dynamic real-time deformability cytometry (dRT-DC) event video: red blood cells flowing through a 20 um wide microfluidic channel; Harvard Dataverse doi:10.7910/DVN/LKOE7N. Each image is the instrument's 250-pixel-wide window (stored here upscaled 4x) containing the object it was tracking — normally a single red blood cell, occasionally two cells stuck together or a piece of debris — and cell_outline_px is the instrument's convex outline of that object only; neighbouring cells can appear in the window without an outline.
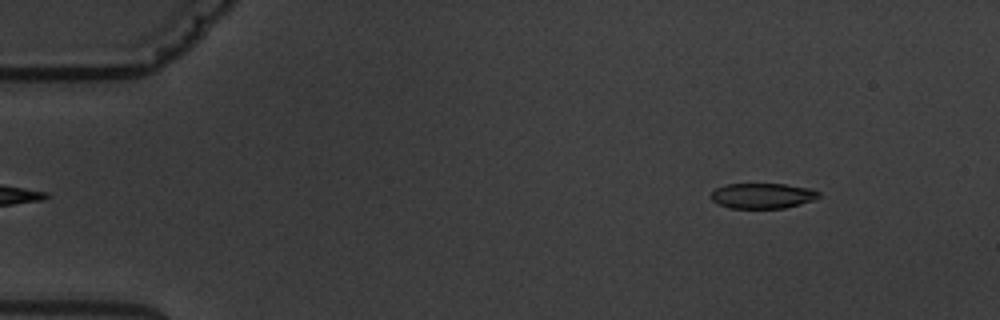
{"species": "common noctule bat (a hibernating species)", "species_latin": "Nyctalus noctula", "temperature_condition": "warm", "stored_images_in_passage": 6, "segment_of_instrument_passage": [2, 2], "camera_frame_rate_fps": 3000, "um_per_image_px": 0.085, "animal": {"sex": "male", "body_mass_g": 19.5, "forearm_length_mm": 54.6}, "frame": {"image": 1, "passage_image": 6, "time_ms": 6.0, "image_size_px": [1000, 320], "cell_outline_px": [[820, 196], [812, 200], [800, 204], [784, 208], [728, 208], [712, 200], [712, 192], [716, 188], [724, 184], [784, 184], [812, 188], [820, 192]], "centroid_in_image_um": [64.83, 16.63], "position_along_channel_um": 20.2, "area_um2": 15.9}}